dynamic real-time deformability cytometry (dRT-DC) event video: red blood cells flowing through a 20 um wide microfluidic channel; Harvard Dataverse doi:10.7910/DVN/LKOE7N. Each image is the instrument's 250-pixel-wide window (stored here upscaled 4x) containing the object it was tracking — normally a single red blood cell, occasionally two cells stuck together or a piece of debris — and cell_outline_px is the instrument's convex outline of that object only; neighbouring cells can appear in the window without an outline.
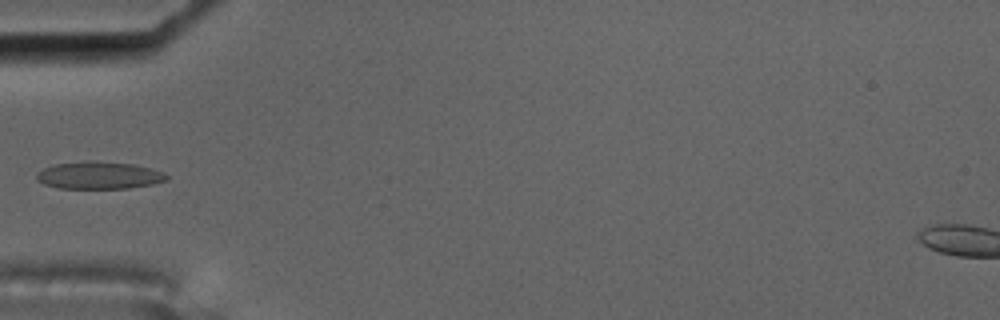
{"species": "common noctule bat (a hibernating species)", "species_latin": "Nyctalus noctula", "temperature_condition": "cold", "stored_images_in_passage": 5, "camera_frame_rate_fps": 3000, "um_per_image_px": 0.085, "animal": {"sex": "male", "body_mass_g": 17.5, "forearm_length_mm": 52.3}, "frame": {"image": 1, "passage_image": 5, "time_ms": 1.333, "image_size_px": [1000, 320], "cell_outline_px": [[168, 180], [152, 184], [128, 188], [60, 188], [44, 184], [36, 180], [36, 172], [44, 168], [56, 164], [96, 160], [136, 164], [152, 168], [164, 172], [168, 176]], "centroid_in_image_um": [8.44, 14.89], "position_along_channel_um": 76.6, "area_um2": 20.87}}